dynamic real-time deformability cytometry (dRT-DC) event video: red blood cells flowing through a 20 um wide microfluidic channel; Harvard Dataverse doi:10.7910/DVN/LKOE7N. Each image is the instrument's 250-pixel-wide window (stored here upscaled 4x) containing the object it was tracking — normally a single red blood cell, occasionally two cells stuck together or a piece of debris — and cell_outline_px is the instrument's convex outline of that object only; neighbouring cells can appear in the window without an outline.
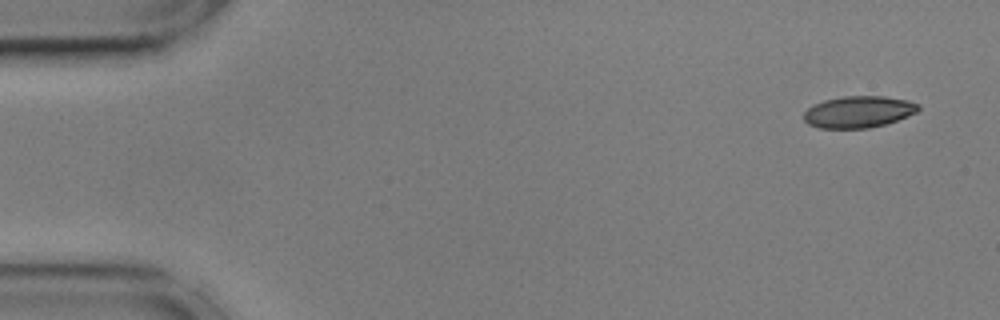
{"species": "common noctule bat (a hibernating species)", "species_latin": "Nyctalus noctula", "temperature_condition": "cold", "stored_images_in_passage": 53, "camera_frame_rate_fps": 3000, "um_per_image_px": 0.085, "animal": {"sex": "male", "body_mass_g": 17.9, "forearm_length_mm": 54.2}, "frame": {"image": 1, "passage_image": 1, "time_ms": 0.0, "image_size_px": [1000, 320], "cell_outline_px": [[920, 108], [916, 112], [908, 116], [884, 124], [868, 128], [820, 128], [808, 124], [804, 120], [804, 112], [812, 104], [824, 100], [844, 96], [884, 96], [908, 100], [920, 104]], "centroid_in_image_um": [72.97, 9.5], "position_along_channel_um": 12.0, "area_um2": 21.15}}
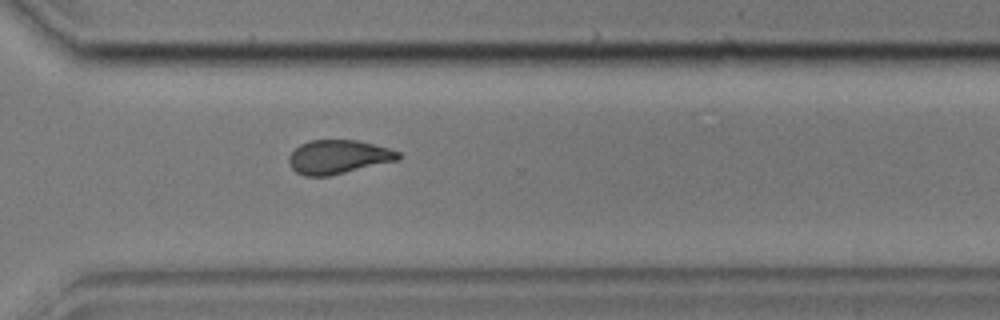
{"frame": {"image": 2, "passage_image": 38, "time_ms": 12.333, "image_size_px": [1000, 320], "cell_outline_px": [[400, 160], [328, 176], [304, 176], [296, 172], [288, 164], [288, 156], [300, 144], [308, 140], [356, 140], [388, 148], [400, 152]], "centroid_in_image_um": [28.73, 13.34], "position_along_channel_um": 341.9, "area_um2": 21.62}}
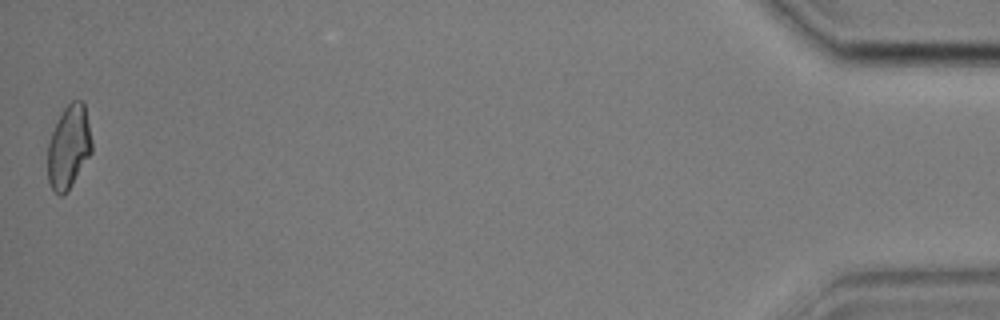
{"frame": {"image": 3, "passage_image": 53, "time_ms": 17.333, "image_size_px": [1000, 320], "cell_outline_px": [[92, 152], [72, 184], [60, 196], [52, 188], [48, 180], [48, 144], [52, 132], [64, 108], [72, 100], [80, 100], [84, 104], [92, 140]], "centroid_in_image_um": [5.85, 12.47], "position_along_channel_um": 429.3, "area_um2": 20.98}, "authors_computed_cell_mechanics": {"area_um2": 22.0796, "velocity_mm_per_s": 3.5985, "shape_relaxation_time_tau1_ms": 3.3331, "shape_relaxation_time_tau2_ms": 2.3066, "deformation_change_tau1": 0.1109, "deformation_change_tau2": 0.0794}}